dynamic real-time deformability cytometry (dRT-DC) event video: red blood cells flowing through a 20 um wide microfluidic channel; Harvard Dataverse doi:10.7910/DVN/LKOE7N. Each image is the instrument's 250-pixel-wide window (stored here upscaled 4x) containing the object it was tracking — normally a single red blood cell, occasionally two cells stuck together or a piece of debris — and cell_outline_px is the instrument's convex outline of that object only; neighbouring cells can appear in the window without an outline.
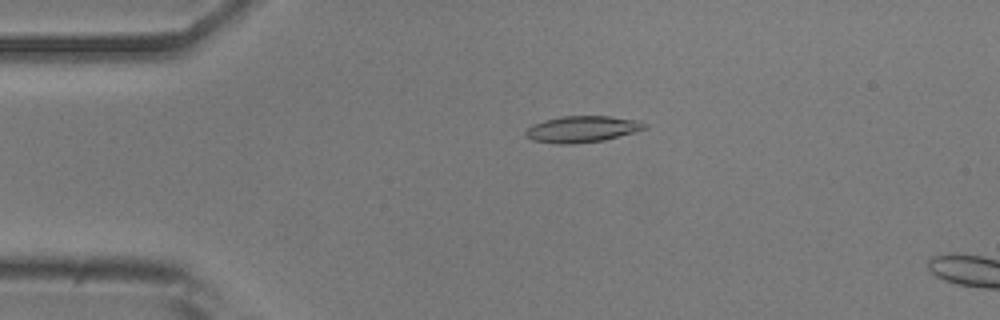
{"species": "common noctule bat (a hibernating species)", "species_latin": "Nyctalus noctula", "temperature_condition": "room temperature", "stored_images_in_passage": 45, "segment_of_instrument_passage": [1, 2], "camera_frame_rate_fps": 3000, "um_per_image_px": 0.085, "animal": {"sex": "male", "body_mass_g": 20.5, "forearm_length_mm": 52.5}, "frame": {"image": 1, "passage_image": 2, "time_ms": 0.333, "image_size_px": [1000, 320], "cell_outline_px": [[648, 128], [604, 140], [572, 144], [560, 144], [532, 140], [524, 136], [524, 132], [532, 124], [544, 120], [560, 116], [608, 116], [640, 120], [648, 124]], "centroid_in_image_um": [49.48, 10.97], "position_along_channel_um": 35.5, "area_um2": 18.44}}
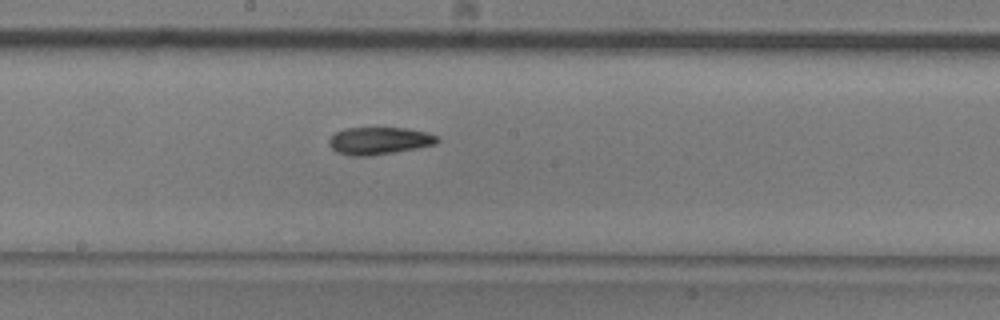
{"frame": {"image": 2, "passage_image": 19, "time_ms": 6.0, "image_size_px": [1000, 320], "cell_outline_px": [[440, 140], [436, 144], [416, 148], [368, 156], [352, 156], [336, 152], [328, 144], [328, 140], [336, 132], [344, 128], [404, 128], [428, 132], [440, 136]], "centroid_in_image_um": [32.24, 11.96], "position_along_channel_um": 216.0, "area_um2": 17.28}}
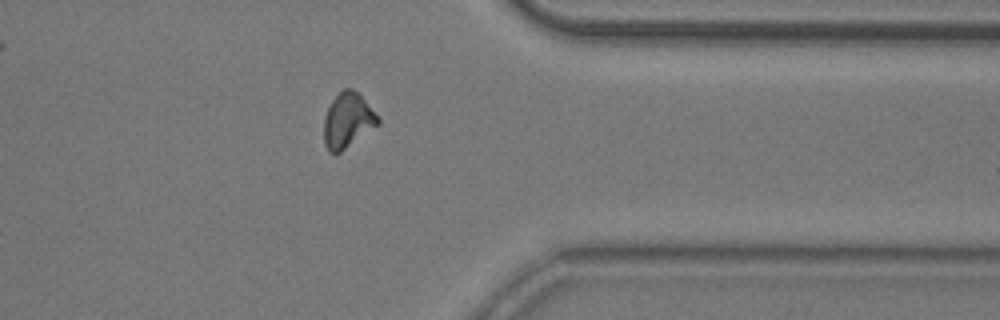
{"frame": {"image": 3, "passage_image": 33, "time_ms": 10.667, "image_size_px": [1000, 320], "cell_outline_px": [[380, 124], [340, 152], [328, 152], [324, 144], [324, 116], [332, 100], [344, 88], [352, 88], [380, 116]], "centroid_in_image_um": [29.56, 10.24], "position_along_channel_um": 381.8, "area_um2": 17.22}}